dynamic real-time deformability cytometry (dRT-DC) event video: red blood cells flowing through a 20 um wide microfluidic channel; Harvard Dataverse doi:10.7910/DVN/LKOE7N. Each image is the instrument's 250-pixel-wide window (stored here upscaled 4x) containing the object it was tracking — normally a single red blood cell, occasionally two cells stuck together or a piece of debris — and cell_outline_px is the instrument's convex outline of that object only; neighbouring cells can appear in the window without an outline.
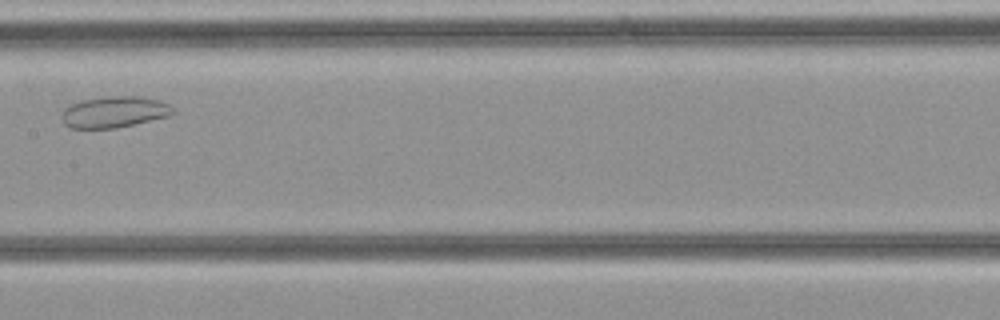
{"species": "common noctule bat (a hibernating species)", "species_latin": "Nyctalus noctula", "temperature_condition": "cold", "stored_images_in_passage": 32, "camera_frame_rate_fps": 3000, "um_per_image_px": 0.085, "animal": {"sex": "female", "body_mass_g": 21.9}, "frame": {"image": 1, "passage_image": 14, "time_ms": 4.333, "image_size_px": [1000, 320], "cell_outline_px": [[176, 112], [168, 116], [116, 128], [68, 128], [64, 124], [64, 108], [72, 104], [84, 100], [108, 96], [140, 96], [160, 100], [168, 104]], "centroid_in_image_um": [9.74, 9.51], "position_along_channel_um": 197.7, "area_um2": 20.0}}